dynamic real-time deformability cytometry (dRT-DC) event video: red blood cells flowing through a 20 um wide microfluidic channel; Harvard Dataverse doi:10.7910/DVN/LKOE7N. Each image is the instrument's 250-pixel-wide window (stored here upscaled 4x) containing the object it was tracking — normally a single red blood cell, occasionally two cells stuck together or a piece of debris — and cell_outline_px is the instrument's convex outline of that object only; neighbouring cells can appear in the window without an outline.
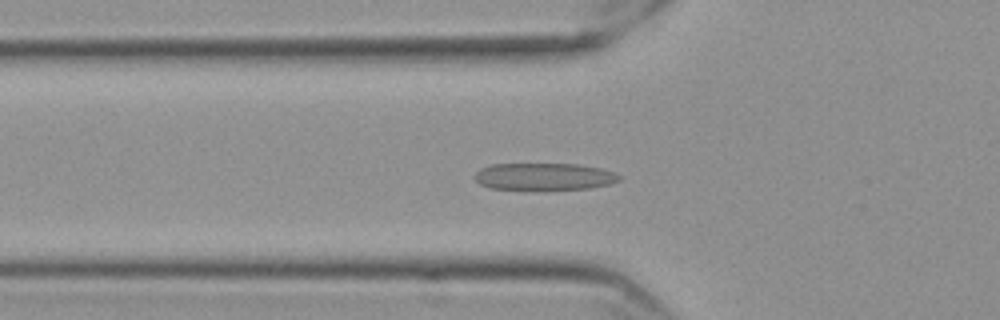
{"species": "Egyptian fruit bat (a non-hibernating species)", "species_latin": "Rousettus aegyptiacus", "temperature_condition": "cold", "stored_images_in_passage": 52, "camera_frame_rate_fps": 3000, "um_per_image_px": 0.085, "frame": {"image": 1, "passage_image": 15, "time_ms": 4.667, "image_size_px": [1000, 320], "cell_outline_px": [[620, 180], [608, 184], [588, 188], [488, 188], [480, 184], [472, 176], [480, 168], [492, 164], [580, 164], [600, 168], [612, 172], [620, 176]], "centroid_in_image_um": [46.2, 14.98], "position_along_channel_um": 79.6, "area_um2": 22.25}}
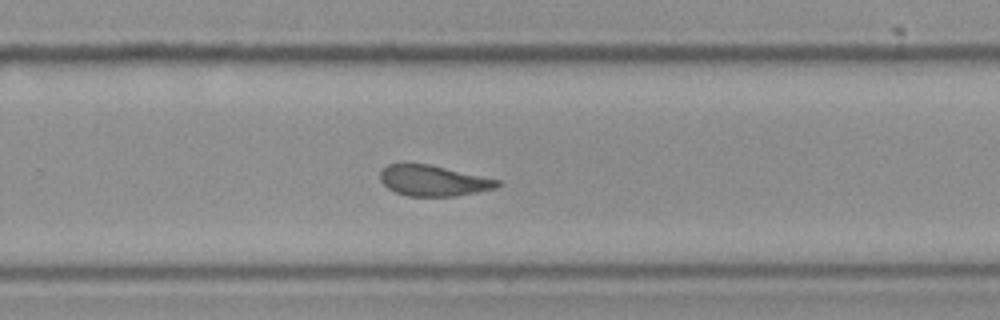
{"frame": {"image": 2, "passage_image": 33, "time_ms": 10.667, "image_size_px": [1000, 320], "cell_outline_px": [[500, 184], [496, 188], [456, 196], [408, 196], [396, 192], [388, 188], [380, 180], [380, 172], [388, 164], [428, 164], [500, 180]], "centroid_in_image_um": [36.83, 15.36], "position_along_channel_um": 293.0, "area_um2": 20.69}}
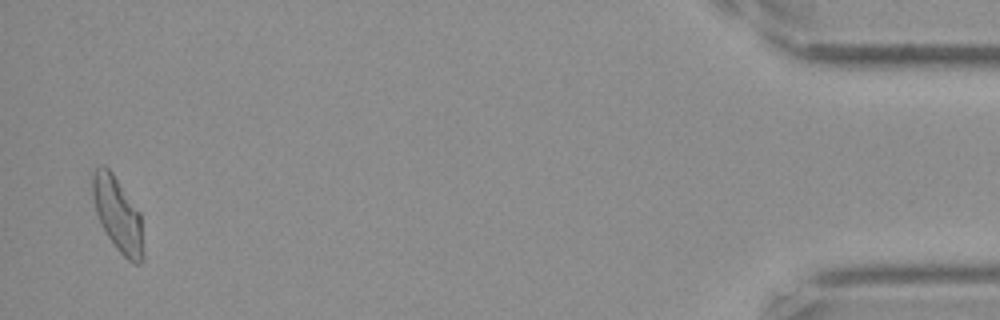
{"frame": {"image": 3, "passage_image": 51, "time_ms": 16.667, "image_size_px": [1000, 320], "cell_outline_px": [[144, 260], [140, 264], [136, 264], [128, 260], [116, 248], [108, 236], [96, 212], [92, 196], [92, 172], [100, 164], [104, 164], [112, 172], [140, 212], [144, 252]], "centroid_in_image_um": [10.02, 18.23], "position_along_channel_um": 425.2, "area_um2": 21.96}, "authors_computed_cell_mechanics": {"area_um2": 21.7617, "velocity_mm_per_s": 3.5464, "shape_relaxation_time_tau1_ms": 7.68, "shape_relaxation_time_tau2_ms": 1.5532, "deformation_change_tau1": 0.2033, "deformation_change_tau2": 0.0955}}